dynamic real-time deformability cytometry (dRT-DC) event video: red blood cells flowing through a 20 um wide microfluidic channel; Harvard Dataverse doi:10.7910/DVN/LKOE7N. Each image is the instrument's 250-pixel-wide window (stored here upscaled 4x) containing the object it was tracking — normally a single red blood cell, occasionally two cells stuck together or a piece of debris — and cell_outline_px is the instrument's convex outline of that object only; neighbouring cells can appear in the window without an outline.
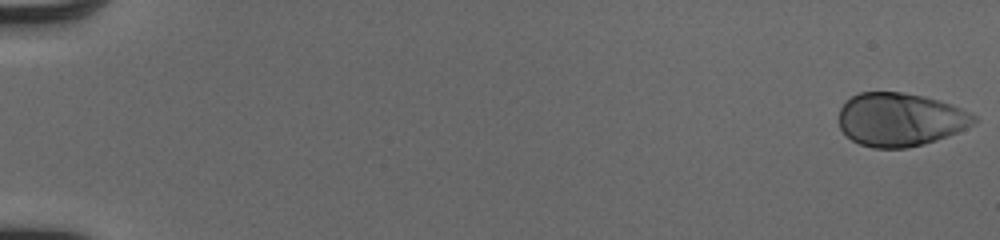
{"species": "human", "species_latin": "Homo sapiens", "temperature_condition": "cold", "stored_images_in_passage": 52, "camera_frame_rate_fps": 3000, "um_per_image_px": 0.085, "donor": {"sex": "male"}, "frame": {"image": 1, "passage_image": 1, "time_ms": 0.0, "image_size_px": [1000, 240], "cell_outline_px": [[976, 120], [972, 124], [956, 132], [936, 140], [924, 144], [904, 148], [872, 148], [860, 144], [852, 140], [840, 128], [840, 108], [844, 100], [860, 92], [904, 92], [924, 96], [952, 104], [976, 116]], "centroid_in_image_um": [76.48, 10.15], "position_along_channel_um": 8.5, "area_um2": 41.85}}
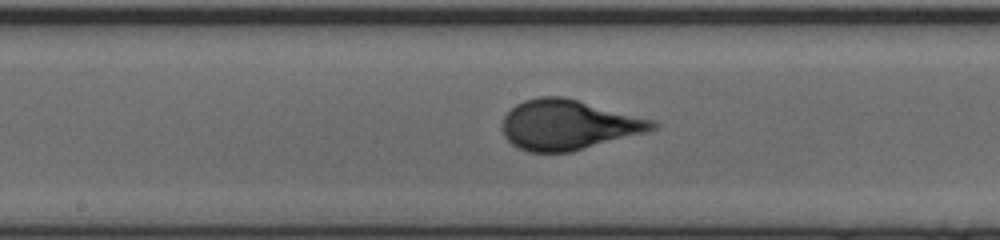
{"frame": {"image": 2, "passage_image": 29, "time_ms": 9.333, "image_size_px": [1000, 240], "cell_outline_px": [[660, 124], [656, 128], [648, 132], [572, 152], [528, 152], [512, 144], [504, 136], [504, 116], [516, 104], [524, 100], [540, 96], [564, 96], [656, 120]], "centroid_in_image_um": [48.37, 10.61], "position_along_channel_um": 199.8, "area_um2": 43.93}}
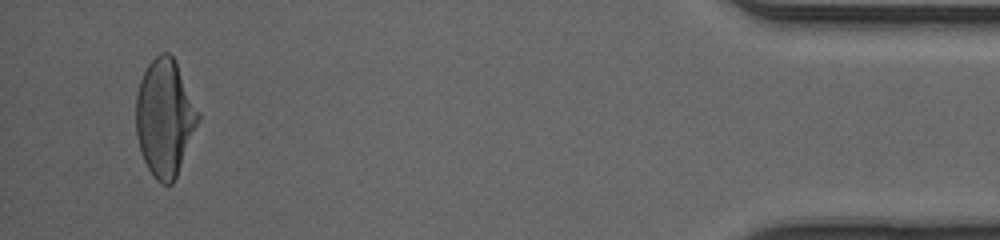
{"frame": {"image": 3, "passage_image": 50, "time_ms": 16.333, "image_size_px": [1000, 240], "cell_outline_px": [[200, 120], [176, 176], [172, 184], [160, 184], [152, 176], [144, 160], [136, 136], [136, 92], [140, 80], [148, 64], [160, 52], [168, 52], [172, 56], [176, 64], [200, 116]], "centroid_in_image_um": [13.98, 10.03], "position_along_channel_um": 421.2, "area_um2": 41.91}, "authors_computed_cell_mechanics": {"area_um2": 42.3385, "velocity_mm_per_s": 4.1003, "shape_relaxation_time_tau1_ms": 4.5342, "shape_relaxation_time_tau2_ms": null, "deformation_change_tau1": 0.1904, "deformation_change_tau2": null}}